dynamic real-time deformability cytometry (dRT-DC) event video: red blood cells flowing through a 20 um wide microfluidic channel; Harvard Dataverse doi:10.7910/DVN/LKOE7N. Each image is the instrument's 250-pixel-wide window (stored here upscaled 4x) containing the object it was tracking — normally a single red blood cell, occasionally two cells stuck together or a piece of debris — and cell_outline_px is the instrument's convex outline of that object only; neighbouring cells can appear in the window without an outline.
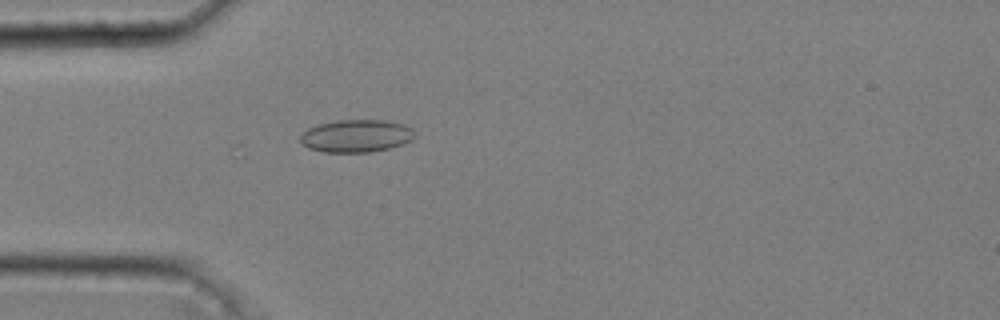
{"species": "common noctule bat (a hibernating species)", "species_latin": "Nyctalus noctula", "temperature_condition": "cold", "stored_images_in_passage": 11, "camera_frame_rate_fps": 3000, "um_per_image_px": 0.085, "animal": {"sex": "male", "body_mass_g": 20.4}, "frame": {"image": 1, "passage_image": 5, "time_ms": 1.333, "image_size_px": [1000, 320], "cell_outline_px": [[416, 136], [412, 140], [404, 144], [388, 148], [368, 152], [324, 152], [308, 148], [300, 140], [300, 136], [308, 128], [320, 124], [336, 120], [384, 120], [404, 124], [412, 128]], "centroid_in_image_um": [30.31, 11.55], "position_along_channel_um": 54.7, "area_um2": 21.73}}
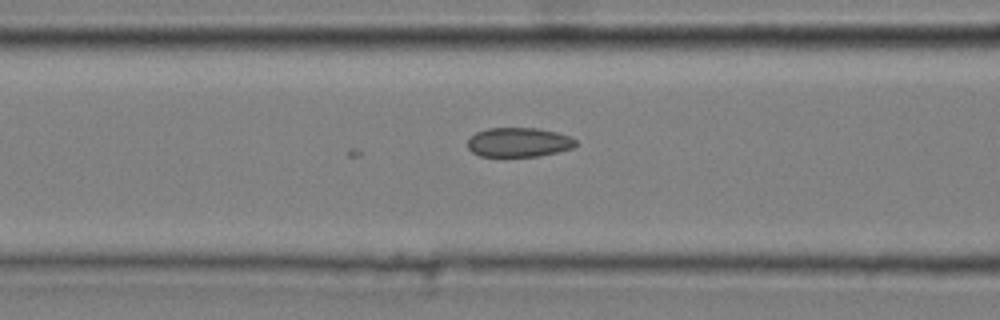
{"frame": {"image": 2, "passage_image": 11, "time_ms": 3.333, "image_size_px": [1000, 320], "cell_outline_px": [[576, 144], [572, 148], [556, 152], [536, 156], [480, 156], [472, 152], [468, 148], [468, 140], [476, 132], [488, 128], [536, 128], [556, 132], [568, 136], [576, 140]], "centroid_in_image_um": [44.06, 12.09], "position_along_channel_um": 122.5, "area_um2": 18.26}}